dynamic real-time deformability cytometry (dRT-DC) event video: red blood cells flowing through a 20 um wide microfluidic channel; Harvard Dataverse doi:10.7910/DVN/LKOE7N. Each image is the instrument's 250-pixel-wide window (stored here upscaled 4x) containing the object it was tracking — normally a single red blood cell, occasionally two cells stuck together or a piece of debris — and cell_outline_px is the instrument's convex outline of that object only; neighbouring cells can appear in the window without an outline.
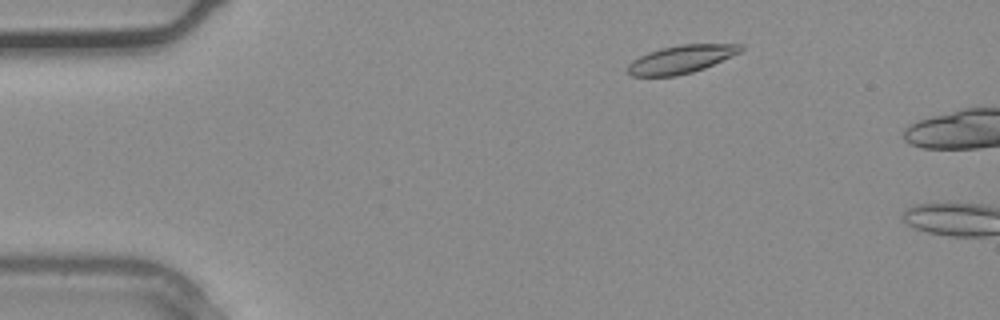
{"species": "common noctule bat (a hibernating species)", "species_latin": "Nyctalus noctula", "temperature_condition": "warm", "stored_images_in_passage": 4, "camera_frame_rate_fps": 3000, "um_per_image_px": 0.085, "animal": {"sex": "male", "body_mass_g": 20.4}, "frame": {"image": 1, "passage_image": 2, "time_ms": 0.333, "image_size_px": [1000, 320], "cell_outline_px": [[744, 48], [740, 52], [704, 68], [692, 72], [676, 76], [632, 76], [628, 72], [628, 64], [632, 60], [648, 52], [680, 44], [744, 44]], "centroid_in_image_um": [57.9, 5.03], "position_along_channel_um": 27.1, "area_um2": 18.26}}